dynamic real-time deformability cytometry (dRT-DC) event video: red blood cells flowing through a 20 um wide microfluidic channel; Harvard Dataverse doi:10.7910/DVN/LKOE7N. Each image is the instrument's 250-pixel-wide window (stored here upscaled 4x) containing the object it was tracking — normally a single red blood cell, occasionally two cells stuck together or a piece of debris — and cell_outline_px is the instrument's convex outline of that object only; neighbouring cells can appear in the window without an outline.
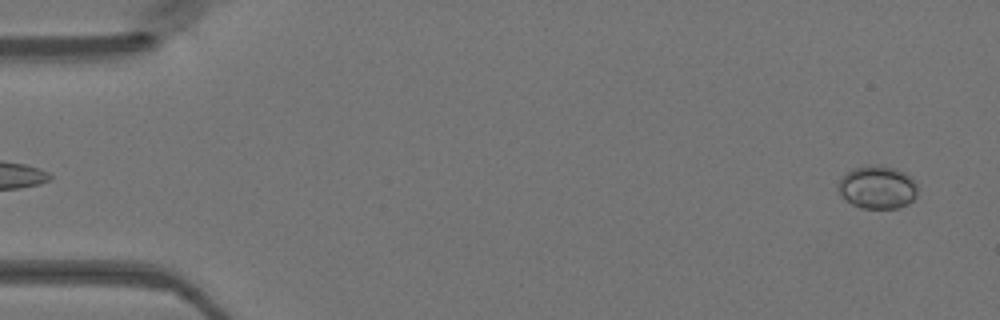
{"species": "Egyptian fruit bat (a non-hibernating species)", "species_latin": "Rousettus aegyptiacus", "temperature_condition": "warm", "stored_images_in_passage": 48, "camera_frame_rate_fps": 3000, "um_per_image_px": 0.085, "animal": {"sex": "female"}, "frame": {"image": 1, "passage_image": 2, "time_ms": 0.333, "image_size_px": [1000, 320], "cell_outline_px": [[916, 196], [908, 204], [900, 208], [860, 208], [852, 204], [840, 196], [836, 184], [848, 172], [856, 168], [876, 164], [896, 168], [912, 176], [916, 180]], "centroid_in_image_um": [74.59, 15.92], "position_along_channel_um": 10.4, "area_um2": 20.06}}
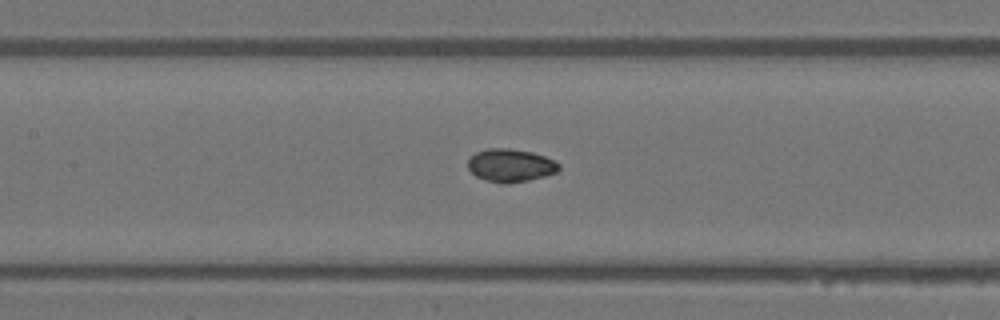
{"frame": {"image": 2, "passage_image": 22, "time_ms": 7.0, "image_size_px": [1000, 320], "cell_outline_px": [[560, 168], [556, 172], [544, 176], [528, 180], [508, 184], [504, 184], [484, 180], [476, 176], [468, 168], [468, 160], [476, 152], [488, 148], [508, 148], [532, 152], [544, 156], [560, 164]], "centroid_in_image_um": [43.38, 14.06], "position_along_channel_um": 164.0, "area_um2": 17.46}}
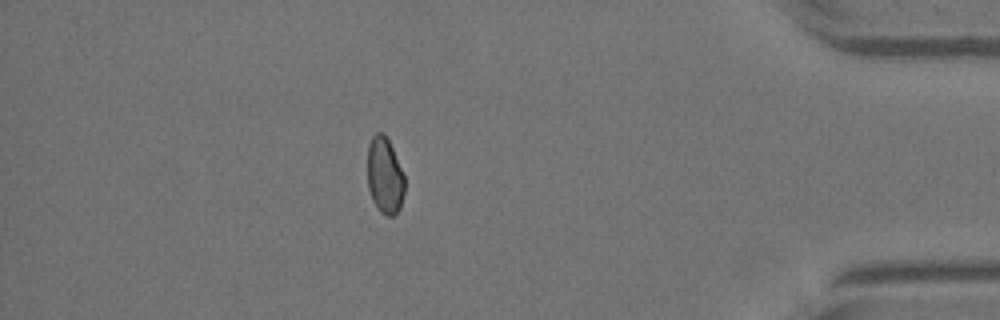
{"frame": {"image": 3, "passage_image": 42, "time_ms": 13.667, "image_size_px": [1000, 320], "cell_outline_px": [[404, 192], [400, 208], [392, 216], [384, 216], [376, 208], [372, 200], [368, 188], [368, 144], [372, 136], [376, 132], [384, 132], [392, 148], [404, 176]], "centroid_in_image_um": [32.68, 14.94], "position_along_channel_um": 402.5, "area_um2": 16.59}}